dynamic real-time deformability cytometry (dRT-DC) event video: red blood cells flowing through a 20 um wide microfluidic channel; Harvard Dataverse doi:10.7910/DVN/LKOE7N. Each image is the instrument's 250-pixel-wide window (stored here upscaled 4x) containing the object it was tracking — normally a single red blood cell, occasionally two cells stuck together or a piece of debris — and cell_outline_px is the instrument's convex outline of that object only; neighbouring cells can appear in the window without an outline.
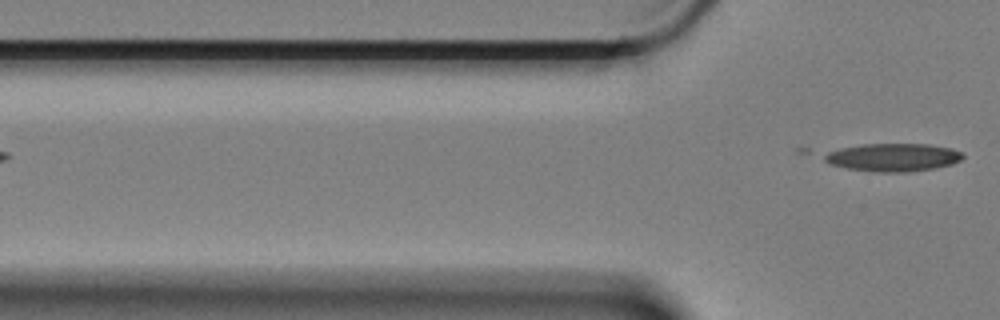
{"species": "Egyptian fruit bat (a non-hibernating species)", "species_latin": "Rousettus aegyptiacus", "temperature_condition": "cold", "stored_images_in_passage": 4, "segment_of_instrument_passage": [2, 2], "camera_frame_rate_fps": 3000, "um_per_image_px": 0.085, "animal": {"sex": "female"}, "frame": {"image": 1, "passage_image": 4, "time_ms": 1.0, "image_size_px": [1000, 320], "cell_outline_px": [[964, 156], [960, 160], [952, 164], [936, 168], [908, 172], [876, 172], [848, 168], [832, 164], [824, 160], [824, 156], [828, 152], [840, 148], [864, 144], [928, 144], [952, 148], [960, 152]], "centroid_in_image_um": [75.94, 13.37], "position_along_channel_um": 49.9, "area_um2": 22.43}}